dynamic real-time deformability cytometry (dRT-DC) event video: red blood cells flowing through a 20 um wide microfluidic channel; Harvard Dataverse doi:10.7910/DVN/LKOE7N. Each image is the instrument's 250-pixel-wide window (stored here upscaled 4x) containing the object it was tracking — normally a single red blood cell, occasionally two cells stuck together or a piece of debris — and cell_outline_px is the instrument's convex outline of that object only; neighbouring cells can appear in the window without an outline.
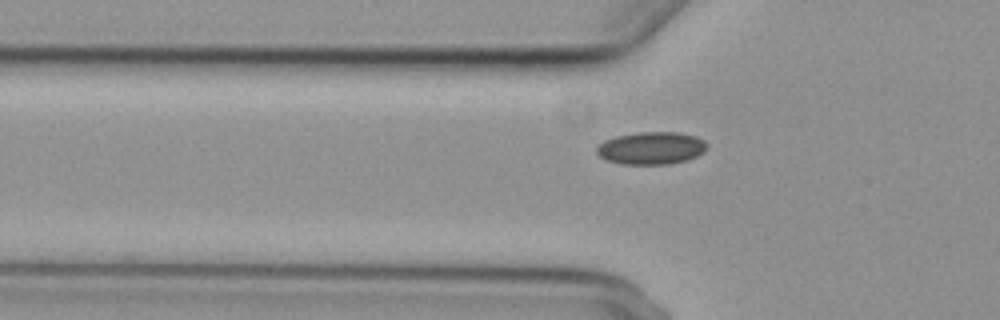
{"species": "common noctule bat (a hibernating species)", "species_latin": "Nyctalus noctula", "temperature_condition": "cold", "stored_images_in_passage": 5, "segment_of_instrument_passage": [2, 2], "camera_frame_rate_fps": 3000, "um_per_image_px": 0.085, "animal": {"sex": "female", "body_mass_g": 29.2, "forearm_length_mm": 56.3}, "frame": {"image": 1, "passage_image": 5, "time_ms": 4.667, "image_size_px": [1000, 320], "cell_outline_px": [[708, 144], [704, 152], [688, 160], [668, 164], [620, 164], [608, 160], [600, 156], [596, 152], [596, 148], [604, 140], [616, 136], [640, 132], [680, 132], [696, 136], [704, 140]], "centroid_in_image_um": [55.38, 12.58], "position_along_channel_um": 70.4, "area_um2": 20.98}}